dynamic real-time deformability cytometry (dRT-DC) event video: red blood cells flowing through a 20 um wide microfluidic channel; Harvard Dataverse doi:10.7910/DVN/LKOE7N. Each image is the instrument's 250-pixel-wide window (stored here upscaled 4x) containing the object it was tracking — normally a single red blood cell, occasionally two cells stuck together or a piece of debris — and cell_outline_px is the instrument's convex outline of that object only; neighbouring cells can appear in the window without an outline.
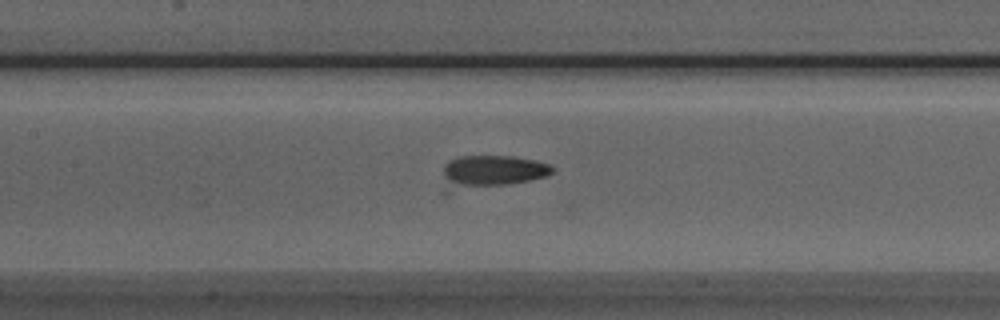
{"species": "Egyptian fruit bat (a non-hibernating species)", "species_latin": "Rousettus aegyptiacus", "temperature_condition": "room temperature", "stored_images_in_passage": 23, "camera_frame_rate_fps": 3000, "um_per_image_px": 0.085, "animal": {"sex": "male"}, "frame": {"image": 1, "passage_image": 8, "time_ms": 2.333, "image_size_px": [1000, 320], "cell_outline_px": [[556, 168], [548, 176], [448, 196], [444, 196], [440, 192], [444, 164], [448, 160], [460, 156], [512, 156], [536, 160], [548, 164]], "centroid_in_image_um": [41.56, 14.68], "position_along_channel_um": 165.8, "area_um2": 22.43}}
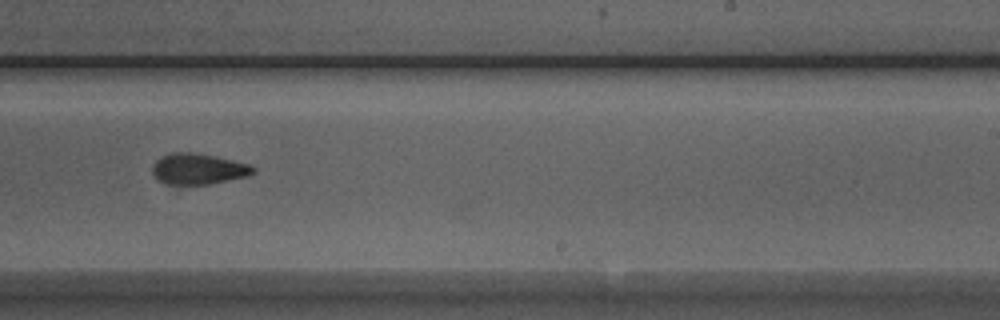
{"frame": {"image": 2, "passage_image": 16, "time_ms": 5.0, "image_size_px": [1000, 320], "cell_outline_px": [[256, 172], [248, 176], [208, 184], [180, 188], [176, 188], [164, 184], [152, 172], [152, 164], [160, 156], [172, 152], [188, 152], [212, 156], [232, 160], [248, 164], [256, 168]], "centroid_in_image_um": [16.79, 14.41], "position_along_channel_um": 272.2, "area_um2": 18.67}}
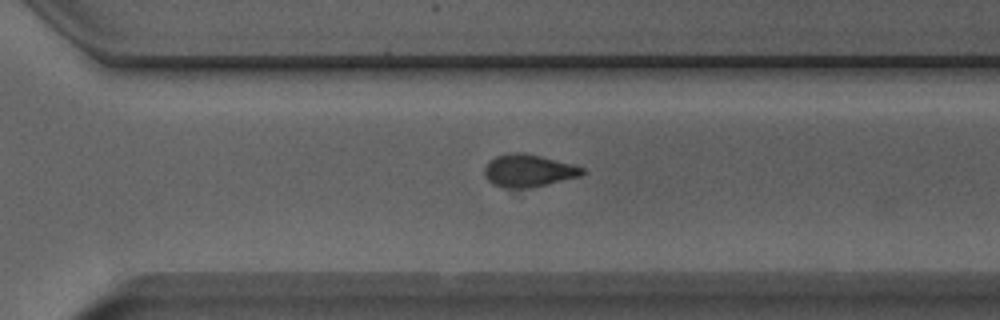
{"frame": {"image": 3, "passage_image": 20, "time_ms": 6.333, "image_size_px": [1000, 320], "cell_outline_px": [[584, 172], [580, 176], [528, 188], [504, 188], [492, 184], [484, 176], [484, 168], [496, 156], [508, 152], [520, 152], [540, 156], [572, 164], [584, 168]], "centroid_in_image_um": [44.88, 14.5], "position_along_channel_um": 325.7, "area_um2": 18.32}}